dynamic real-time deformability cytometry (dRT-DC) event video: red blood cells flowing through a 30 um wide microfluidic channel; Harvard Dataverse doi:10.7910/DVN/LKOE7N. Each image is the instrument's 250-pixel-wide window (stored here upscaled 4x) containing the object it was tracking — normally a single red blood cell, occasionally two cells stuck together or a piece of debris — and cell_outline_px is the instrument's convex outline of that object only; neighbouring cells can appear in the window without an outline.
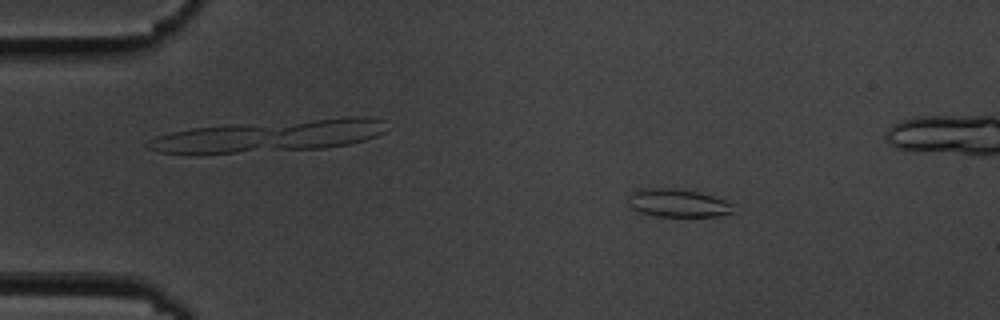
{"species": "common noctule bat (a hibernating species)", "species_latin": "Nyctalus noctula", "temperature_condition": "cold", "stored_images_in_passage": 52, "camera_frame_rate_fps": 3000, "um_per_image_px": 0.085, "animal": {"sex": "male", "body_mass_g": 19.5, "forearm_length_mm": 54.6}, "frame": {"image": 1, "passage_image": 9, "time_ms": 2.667, "image_size_px": [1000, 320], "cell_outline_px": [[736, 204], [732, 212], [720, 216], [656, 216], [640, 212], [632, 208], [628, 204], [628, 196], [636, 188], [676, 188], [696, 192], [712, 196]], "centroid_in_image_um": [57.59, 17.25], "position_along_channel_um": 27.4, "area_um2": 17.28}}
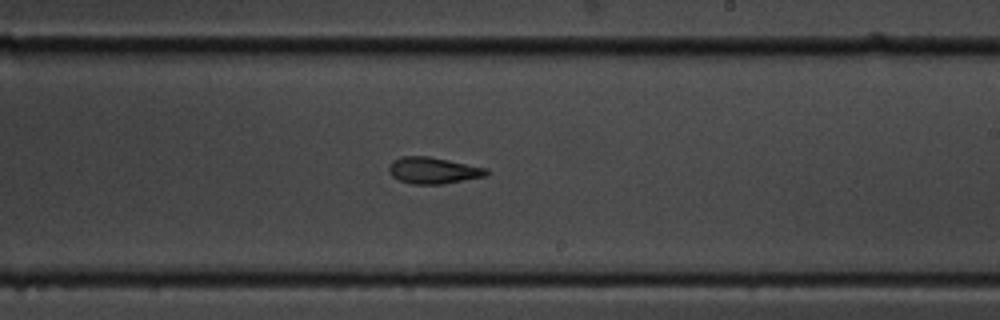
{"frame": {"image": 2, "passage_image": 33, "time_ms": 10.667, "image_size_px": [1000, 320], "cell_outline_px": [[488, 176], [444, 184], [412, 184], [400, 180], [392, 176], [388, 172], [388, 164], [392, 160], [400, 156], [428, 156], [488, 168]], "centroid_in_image_um": [36.81, 14.49], "position_along_channel_um": 252.2, "area_um2": 15.26}}
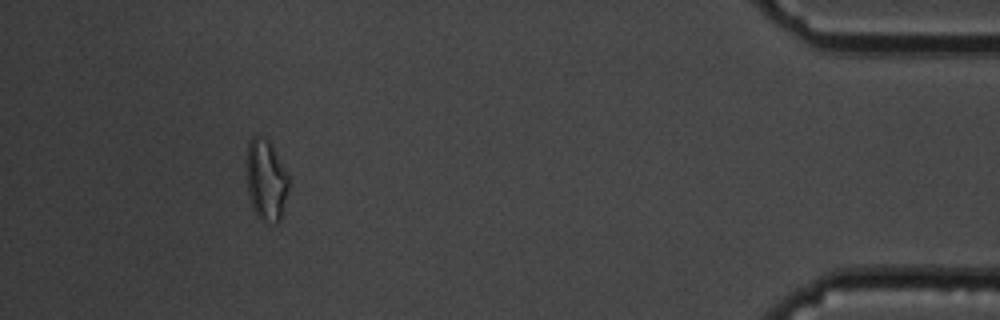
{"frame": {"image": 3, "passage_image": 51, "time_ms": 16.667, "image_size_px": [1000, 320], "cell_outline_px": [[288, 188], [280, 220], [276, 224], [260, 220], [256, 216], [252, 208], [248, 192], [248, 140], [252, 136], [264, 136], [272, 144], [288, 176]], "centroid_in_image_um": [22.62, 15.32], "position_along_channel_um": 412.6, "area_um2": 19.71}}